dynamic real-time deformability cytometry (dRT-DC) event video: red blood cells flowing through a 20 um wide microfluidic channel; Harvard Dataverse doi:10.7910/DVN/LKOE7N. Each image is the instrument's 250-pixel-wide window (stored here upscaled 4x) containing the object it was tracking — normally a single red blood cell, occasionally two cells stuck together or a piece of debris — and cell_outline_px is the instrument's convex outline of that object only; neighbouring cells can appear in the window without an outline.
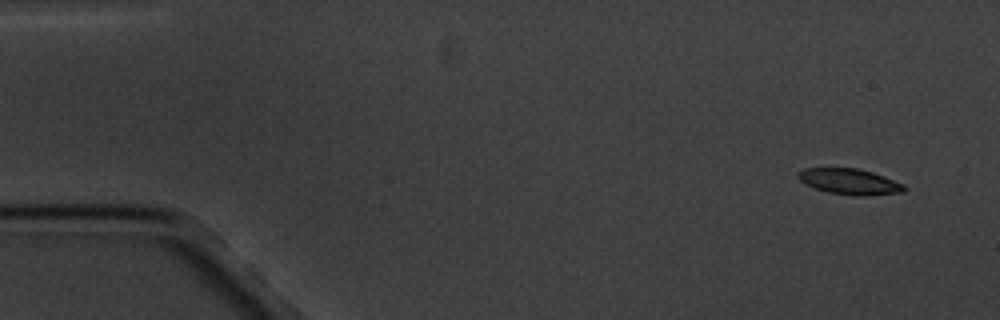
{"species": "common noctule bat (a hibernating species)", "species_latin": "Nyctalus noctula", "temperature_condition": "cold", "stored_images_in_passage": 6, "camera_frame_rate_fps": 3000, "um_per_image_px": 0.085, "animal": {"sex": "male", "body_mass_g": 20.1, "forearm_length_mm": 53.5}, "frame": {"image": 1, "passage_image": 1, "time_ms": 0.0, "image_size_px": [1000, 320], "cell_outline_px": [[908, 188], [904, 192], [864, 196], [856, 196], [828, 192], [816, 188], [800, 180], [796, 176], [796, 172], [804, 168], [856, 168], [872, 172], [884, 176], [904, 184]], "centroid_in_image_um": [72.24, 15.43], "position_along_channel_um": 12.8, "area_um2": 15.95}}
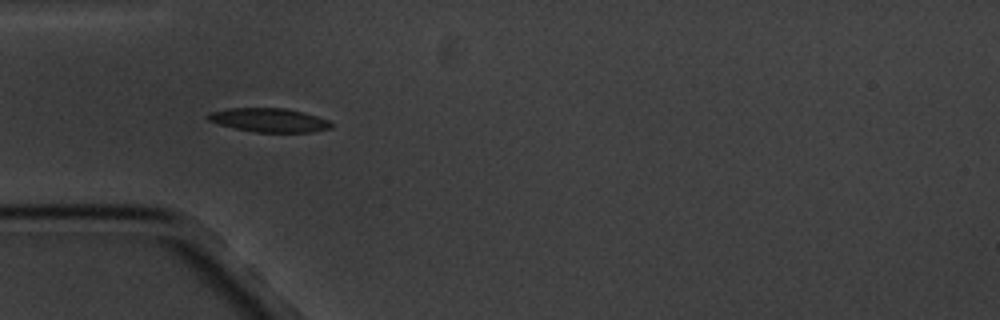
{"frame": {"image": 2, "passage_image": 5, "time_ms": 4.667, "image_size_px": [1000, 320], "cell_outline_px": [[332, 128], [312, 132], [256, 132], [236, 128], [220, 124], [208, 120], [204, 116], [208, 112], [228, 108], [284, 108], [304, 112], [328, 120], [332, 124]], "centroid_in_image_um": [22.85, 10.2], "position_along_channel_um": 62.1, "area_um2": 17.11}}
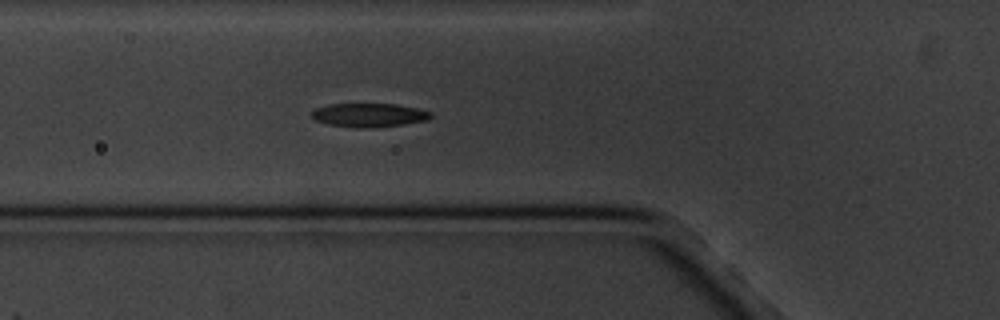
{"frame": {"image": 3, "passage_image": 6, "time_ms": 5.667, "image_size_px": [1000, 320], "cell_outline_px": [[432, 116], [428, 120], [404, 124], [376, 128], [360, 128], [328, 124], [316, 120], [312, 116], [312, 112], [316, 108], [328, 104], [396, 104], [416, 108], [432, 112]], "centroid_in_image_um": [31.4, 9.79], "position_along_channel_um": 94.4, "area_um2": 16.47}}